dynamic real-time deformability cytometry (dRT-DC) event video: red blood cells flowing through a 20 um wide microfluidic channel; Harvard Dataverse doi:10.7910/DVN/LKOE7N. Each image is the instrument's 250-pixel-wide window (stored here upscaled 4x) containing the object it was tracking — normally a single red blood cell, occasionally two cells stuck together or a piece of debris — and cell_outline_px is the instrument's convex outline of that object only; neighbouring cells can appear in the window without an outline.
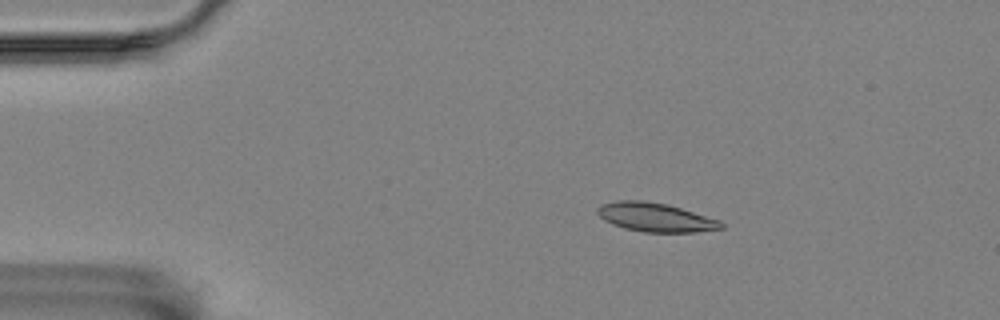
{"species": "Egyptian fruit bat (a non-hibernating species)", "species_latin": "Rousettus aegyptiacus", "temperature_condition": "room temperature", "stored_images_in_passage": 4, "camera_frame_rate_fps": 3000, "um_per_image_px": 0.085, "animal": {"sex": "female"}, "frame": {"image": 1, "passage_image": 2, "time_ms": 1.0, "image_size_px": [1000, 320], "cell_outline_px": [[724, 228], [696, 232], [644, 232], [624, 228], [612, 224], [604, 220], [596, 212], [596, 208], [600, 204], [616, 200], [644, 200], [668, 204], [720, 220], [724, 224]], "centroid_in_image_um": [55.69, 18.46], "position_along_channel_um": 29.3, "area_um2": 20.98}}